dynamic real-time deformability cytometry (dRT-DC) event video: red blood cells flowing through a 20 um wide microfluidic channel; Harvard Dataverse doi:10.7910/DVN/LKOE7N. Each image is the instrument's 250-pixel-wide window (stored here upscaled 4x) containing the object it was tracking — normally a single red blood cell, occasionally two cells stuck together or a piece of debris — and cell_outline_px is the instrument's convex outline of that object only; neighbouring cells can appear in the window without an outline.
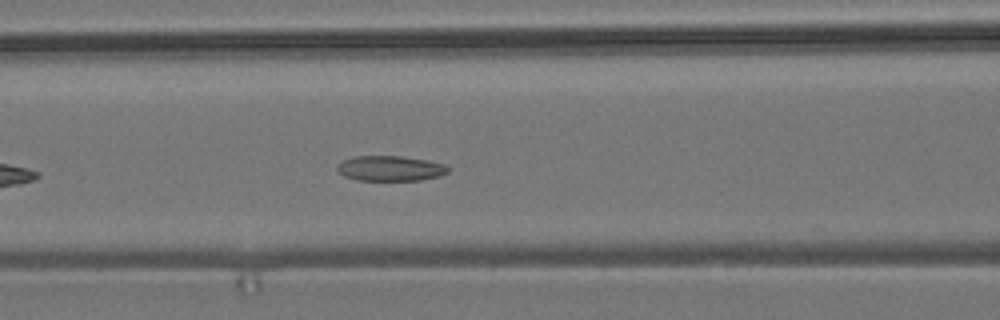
{"species": "common noctule bat (a hibernating species)", "species_latin": "Nyctalus noctula", "temperature_condition": "room temperature", "stored_images_in_passage": 17, "camera_frame_rate_fps": 3000, "um_per_image_px": 0.085, "animal": {"sex": "male", "body_mass_g": 19.2, "forearm_length_mm": 51.8}, "frame": {"image": 1, "passage_image": 10, "time_ms": 3.0, "image_size_px": [1000, 320], "cell_outline_px": [[452, 168], [448, 172], [440, 176], [420, 180], [356, 180], [344, 176], [336, 168], [344, 160], [356, 156], [400, 156], [424, 160], [444, 164]], "centroid_in_image_um": [33.21, 14.32], "position_along_channel_um": 133.4, "area_um2": 16.13}}